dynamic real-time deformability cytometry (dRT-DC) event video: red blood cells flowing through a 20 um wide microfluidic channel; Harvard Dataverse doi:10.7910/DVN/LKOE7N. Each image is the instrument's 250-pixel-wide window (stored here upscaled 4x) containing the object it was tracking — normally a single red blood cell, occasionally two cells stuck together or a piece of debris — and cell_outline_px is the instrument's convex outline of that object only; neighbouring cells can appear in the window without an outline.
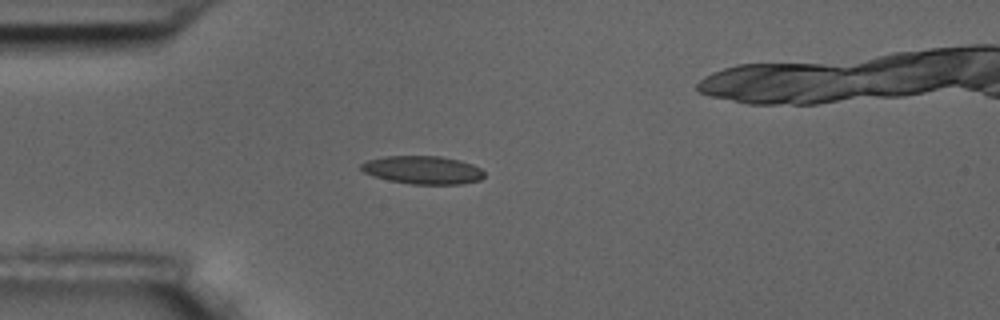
{"species": "common noctule bat (a hibernating species)", "species_latin": "Nyctalus noctula", "temperature_condition": "room temperature", "stored_images_in_passage": 39, "camera_frame_rate_fps": 3000, "um_per_image_px": 0.085, "animal": {"sex": "male", "body_mass_g": 17.5, "forearm_length_mm": 52.3}, "frame": {"image": 1, "passage_image": 1, "time_ms": 0.0, "image_size_px": [1000, 320], "cell_outline_px": [[484, 176], [480, 180], [460, 184], [412, 184], [388, 180], [372, 176], [364, 172], [360, 168], [360, 164], [368, 160], [384, 156], [440, 156], [460, 160], [472, 164], [480, 168], [484, 172]], "centroid_in_image_um": [35.92, 14.44], "position_along_channel_um": 49.1, "area_um2": 20.23}}
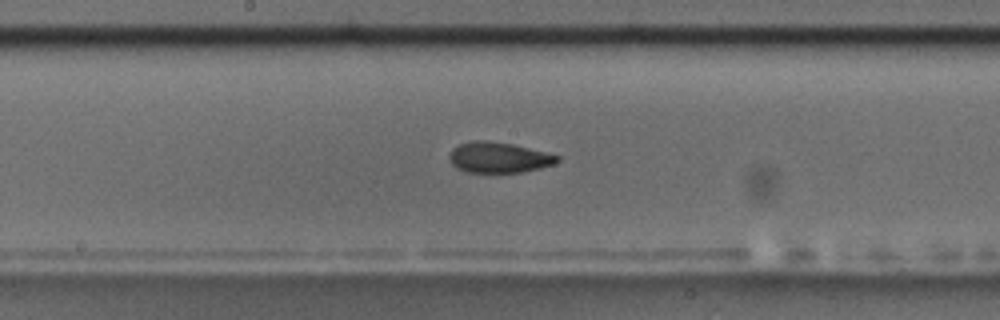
{"frame": {"image": 2, "passage_image": 15, "time_ms": 4.667, "image_size_px": [1000, 320], "cell_outline_px": [[560, 160], [556, 164], [524, 172], [464, 172], [456, 168], [452, 164], [448, 156], [452, 148], [460, 144], [472, 140], [488, 140], [512, 144], [560, 156]], "centroid_in_image_um": [42.37, 13.39], "position_along_channel_um": 205.8, "area_um2": 19.36}}
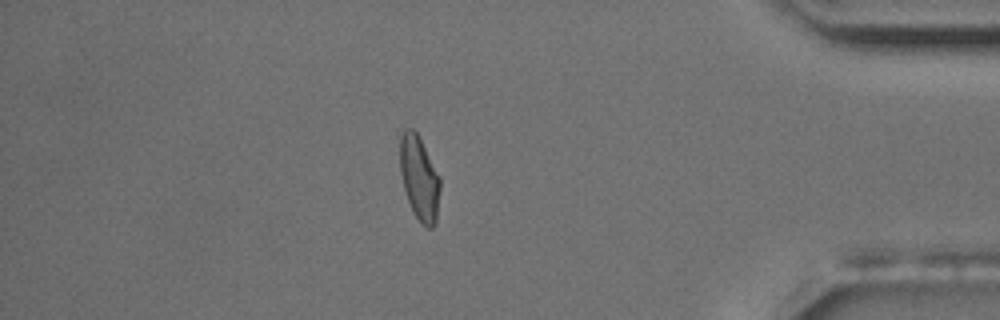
{"frame": {"image": 3, "passage_image": 34, "time_ms": 11.0, "image_size_px": [1000, 320], "cell_outline_px": [[440, 188], [436, 224], [432, 228], [428, 228], [416, 216], [408, 200], [404, 188], [400, 172], [400, 136], [404, 128], [412, 128], [416, 132], [440, 176]], "centroid_in_image_um": [35.64, 15.12], "position_along_channel_um": 399.6, "area_um2": 19.48}}